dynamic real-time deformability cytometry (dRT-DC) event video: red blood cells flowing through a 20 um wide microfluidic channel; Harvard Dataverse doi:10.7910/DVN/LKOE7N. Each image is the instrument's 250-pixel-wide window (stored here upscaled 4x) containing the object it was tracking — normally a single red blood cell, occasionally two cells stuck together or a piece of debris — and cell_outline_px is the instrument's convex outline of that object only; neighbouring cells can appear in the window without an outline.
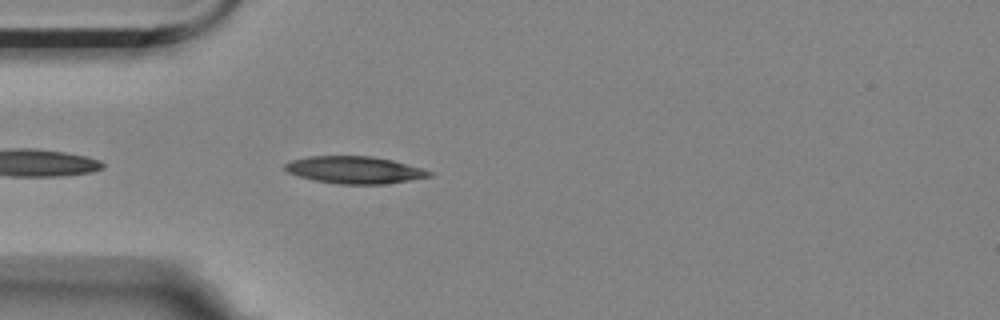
{"species": "Egyptian fruit bat (a non-hibernating species)", "species_latin": "Rousettus aegyptiacus", "temperature_condition": "room temperature", "stored_images_in_passage": 21, "camera_frame_rate_fps": 3000, "um_per_image_px": 0.085, "animal": {"sex": "female"}, "frame": {"image": 1, "passage_image": 3, "time_ms": 0.667, "image_size_px": [1000, 320], "cell_outline_px": [[432, 176], [384, 184], [340, 184], [312, 180], [288, 172], [284, 168], [284, 164], [292, 160], [308, 156], [372, 156], [392, 160], [420, 168], [432, 172]], "centroid_in_image_um": [30.1, 14.44], "position_along_channel_um": 54.9, "area_um2": 22.66}}
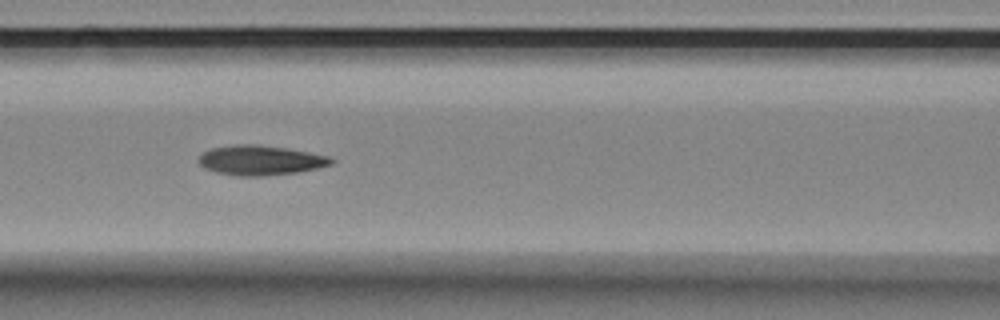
{"frame": {"image": 2, "passage_image": 11, "time_ms": 3.333, "image_size_px": [1000, 320], "cell_outline_px": [[336, 160], [332, 164], [316, 168], [296, 172], [260, 176], [232, 176], [216, 172], [204, 168], [196, 160], [204, 152], [212, 148], [232, 144], [256, 144], [288, 148], [332, 156]], "centroid_in_image_um": [22.14, 13.61], "position_along_channel_um": 144.5, "area_um2": 23.24}}
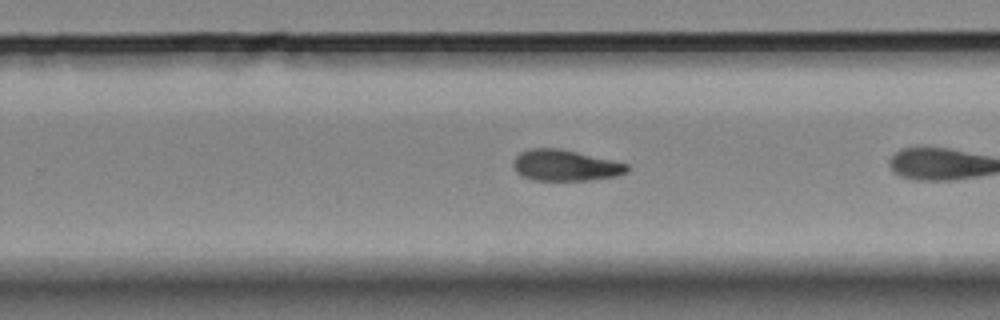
{"frame": {"image": 3, "passage_image": 20, "time_ms": 6.333, "image_size_px": [1000, 320], "cell_outline_px": [[628, 172], [616, 176], [588, 180], [532, 180], [516, 172], [512, 164], [516, 156], [520, 152], [528, 148], [560, 148], [612, 160], [628, 164]], "centroid_in_image_um": [48.02, 14.05], "position_along_channel_um": 281.8, "area_um2": 20.58}}